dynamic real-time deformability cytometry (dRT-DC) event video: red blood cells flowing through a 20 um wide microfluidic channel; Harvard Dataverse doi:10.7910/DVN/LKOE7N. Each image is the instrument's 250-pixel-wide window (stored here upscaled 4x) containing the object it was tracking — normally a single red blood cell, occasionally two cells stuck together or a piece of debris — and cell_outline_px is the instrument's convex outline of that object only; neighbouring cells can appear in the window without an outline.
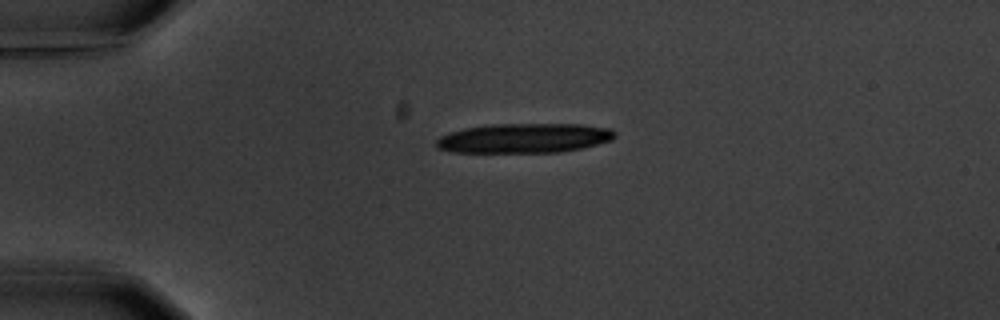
{"species": "common noctule bat (a hibernating species)", "species_latin": "Nyctalus noctula", "temperature_condition": "warm", "stored_images_in_passage": 4, "camera_frame_rate_fps": 3000, "um_per_image_px": 0.085, "animal": {"sex": "male", "body_mass_g": 20.1, "forearm_length_mm": 53.5}, "frame": {"image": 1, "passage_image": 1, "time_ms": 0.0, "image_size_px": [1000, 320], "cell_outline_px": [[616, 136], [612, 140], [580, 148], [560, 152], [452, 152], [436, 148], [436, 140], [440, 136], [464, 128], [488, 124], [580, 124], [612, 128], [616, 132]], "centroid_in_image_um": [44.56, 11.73], "position_along_channel_um": 40.4, "area_um2": 30.87}}